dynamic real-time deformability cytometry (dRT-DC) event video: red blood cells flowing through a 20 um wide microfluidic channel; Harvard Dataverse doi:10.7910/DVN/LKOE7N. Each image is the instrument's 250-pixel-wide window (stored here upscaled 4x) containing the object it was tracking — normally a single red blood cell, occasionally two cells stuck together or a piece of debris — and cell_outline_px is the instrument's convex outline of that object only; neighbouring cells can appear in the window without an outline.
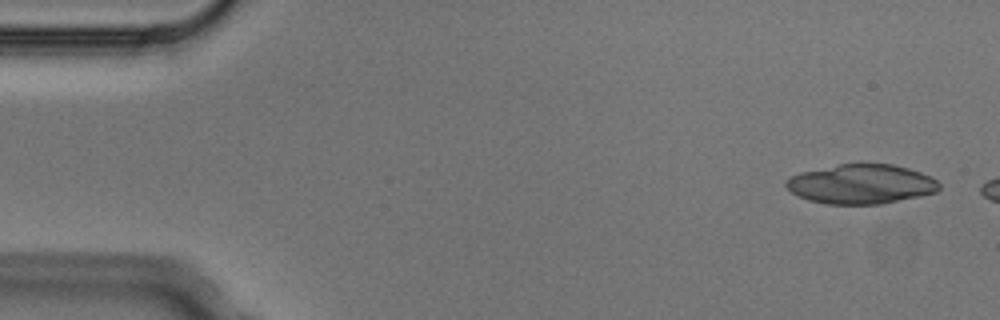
{"species": "Egyptian fruit bat (a non-hibernating species)", "species_latin": "Rousettus aegyptiacus", "temperature_condition": "cold", "stored_images_in_passage": 5, "camera_frame_rate_fps": 3000, "um_per_image_px": 0.085, "animal": {"sex": "male"}, "frame": {"image": 1, "passage_image": 1, "time_ms": 0.0, "image_size_px": [1000, 320], "cell_outline_px": [[940, 188], [936, 192], [920, 196], [880, 204], [824, 204], [808, 200], [792, 192], [784, 184], [784, 180], [800, 172], [840, 164], [892, 164], [908, 168], [932, 176], [940, 184]], "centroid_in_image_um": [73.2, 15.65], "position_along_channel_um": 11.8, "area_um2": 35.2}}